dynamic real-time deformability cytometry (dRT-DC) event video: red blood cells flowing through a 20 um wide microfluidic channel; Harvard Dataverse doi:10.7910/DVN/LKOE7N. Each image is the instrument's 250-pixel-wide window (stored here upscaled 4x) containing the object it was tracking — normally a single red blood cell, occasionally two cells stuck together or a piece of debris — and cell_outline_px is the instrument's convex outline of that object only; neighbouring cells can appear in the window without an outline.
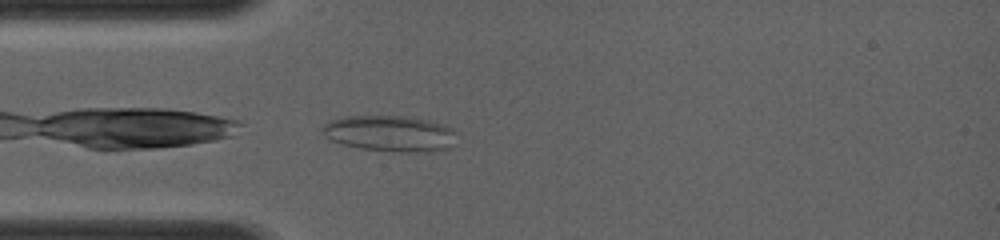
{"species": "common noctule bat (a hibernating species)", "species_latin": "Nyctalus noctula", "temperature_condition": "room temperature", "stored_images_in_passage": 34, "camera_frame_rate_fps": 4000, "um_per_image_px": 0.085, "animal": {"sex": "female", "body_mass_g": 19.0, "forearm_length_mm": 56.7}, "frame": {"image": 1, "passage_image": 2, "time_ms": 0.25, "image_size_px": [1000, 240], "cell_outline_px": [[456, 132], [452, 148], [428, 152], [392, 152], [360, 148], [340, 144], [332, 140], [320, 132], [320, 128], [328, 120], [344, 116], [408, 116], [432, 120], [444, 124], [452, 128]], "centroid_in_image_um": [33.15, 11.34], "position_along_channel_um": 51.8, "area_um2": 28.84}}
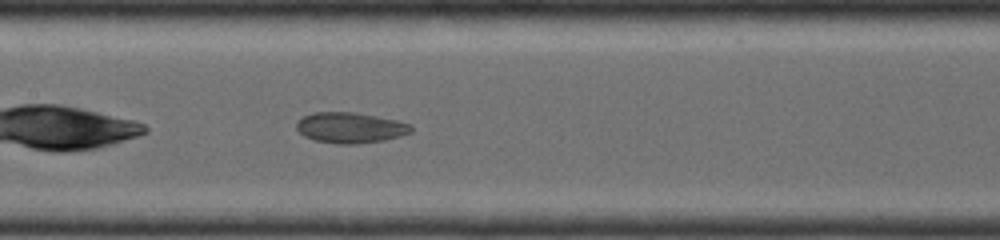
{"frame": {"image": 2, "passage_image": 13, "time_ms": 3.0, "image_size_px": [1000, 240], "cell_outline_px": [[412, 132], [400, 136], [384, 140], [360, 144], [340, 144], [312, 140], [304, 136], [296, 128], [296, 120], [312, 112], [356, 112], [396, 120], [412, 124]], "centroid_in_image_um": [29.76, 10.85], "position_along_channel_um": 177.6, "area_um2": 20.69}}
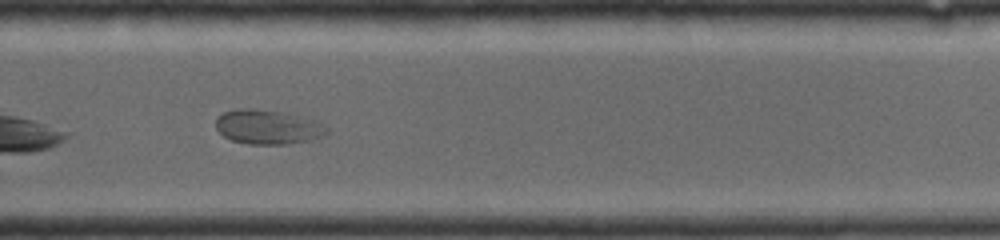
{"frame": {"image": 3, "passage_image": 24, "time_ms": 5.75, "image_size_px": [1000, 240], "cell_outline_px": [[328, 132], [320, 136], [308, 140], [288, 144], [248, 144], [232, 140], [224, 136], [216, 128], [216, 116], [224, 112], [236, 108], [248, 108], [280, 112], [300, 116], [312, 120], [328, 128]], "centroid_in_image_um": [22.69, 10.79], "position_along_channel_um": 307.1, "area_um2": 21.91}}